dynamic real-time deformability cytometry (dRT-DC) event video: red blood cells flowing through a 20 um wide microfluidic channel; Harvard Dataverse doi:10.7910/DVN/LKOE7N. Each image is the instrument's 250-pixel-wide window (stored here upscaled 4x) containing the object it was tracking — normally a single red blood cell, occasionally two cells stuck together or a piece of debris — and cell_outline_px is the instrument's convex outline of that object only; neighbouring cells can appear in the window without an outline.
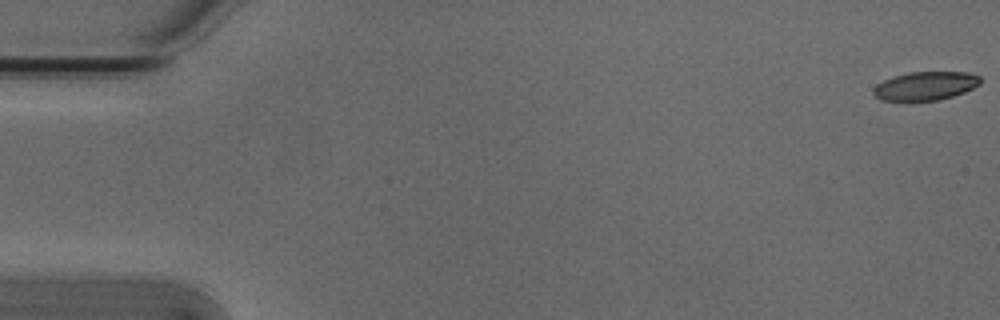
{"species": "Egyptian fruit bat (a non-hibernating species)", "species_latin": "Rousettus aegyptiacus", "temperature_condition": "cold", "stored_images_in_passage": 5, "camera_frame_rate_fps": 3000, "um_per_image_px": 0.085, "animal": {"sex": "male"}, "frame": {"image": 1, "passage_image": 1, "time_ms": 0.0, "image_size_px": [1000, 320], "cell_outline_px": [[980, 84], [964, 92], [940, 100], [880, 100], [872, 92], [872, 88], [876, 84], [892, 76], [908, 72], [968, 72], [980, 76]], "centroid_in_image_um": [78.64, 7.29], "position_along_channel_um": 6.4, "area_um2": 17.8}}
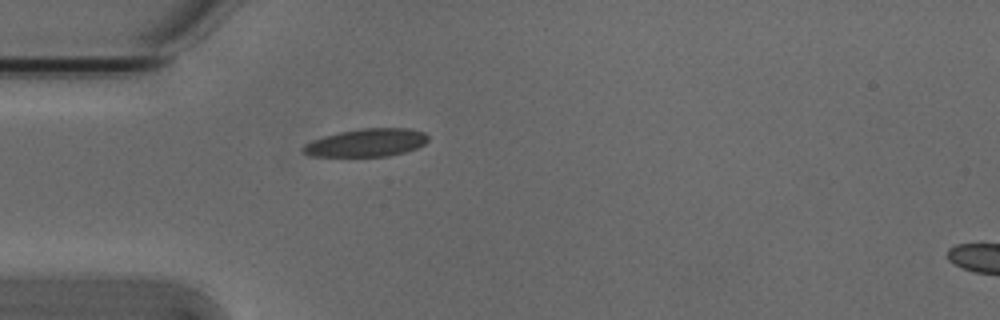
{"frame": {"image": 2, "passage_image": 5, "time_ms": 1.333, "image_size_px": [1000, 320], "cell_outline_px": [[428, 140], [424, 144], [416, 148], [404, 152], [388, 156], [312, 156], [304, 152], [300, 148], [304, 144], [312, 140], [324, 136], [340, 132], [360, 128], [412, 128], [424, 132], [428, 136]], "centroid_in_image_um": [31.16, 12.12], "position_along_channel_um": 53.8, "area_um2": 20.35}}